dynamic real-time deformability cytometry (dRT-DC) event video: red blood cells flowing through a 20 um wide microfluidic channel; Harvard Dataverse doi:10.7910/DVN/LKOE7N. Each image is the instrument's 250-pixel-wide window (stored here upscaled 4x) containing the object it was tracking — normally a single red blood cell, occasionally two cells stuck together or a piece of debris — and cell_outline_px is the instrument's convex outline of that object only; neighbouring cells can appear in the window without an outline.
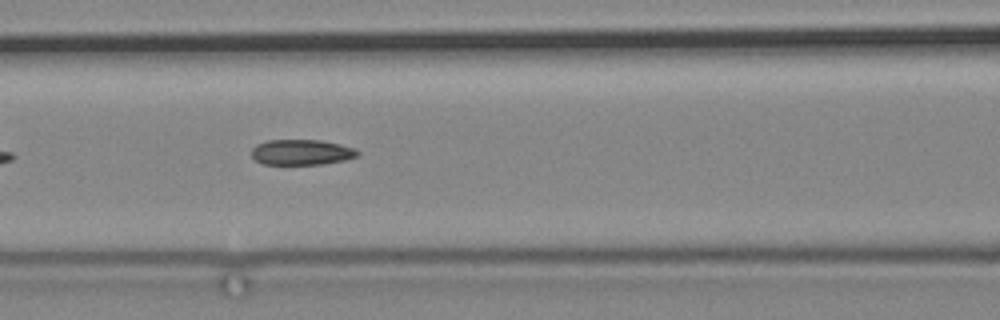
{"species": "common noctule bat (a hibernating species)", "species_latin": "Nyctalus noctula", "temperature_condition": "cold", "stored_images_in_passage": 12, "camera_frame_rate_fps": 3000, "um_per_image_px": 0.085, "animal": {"sex": "male", "body_mass_g": 19.2, "forearm_length_mm": 51.8}, "frame": {"image": 1, "passage_image": 12, "time_ms": 13.667, "image_size_px": [1000, 320], "cell_outline_px": [[360, 156], [344, 160], [320, 164], [264, 164], [256, 160], [252, 156], [252, 148], [256, 144], [268, 140], [320, 140], [340, 144], [356, 148], [360, 152]], "centroid_in_image_um": [25.66, 12.93], "position_along_channel_um": 140.9, "area_um2": 15.78}}